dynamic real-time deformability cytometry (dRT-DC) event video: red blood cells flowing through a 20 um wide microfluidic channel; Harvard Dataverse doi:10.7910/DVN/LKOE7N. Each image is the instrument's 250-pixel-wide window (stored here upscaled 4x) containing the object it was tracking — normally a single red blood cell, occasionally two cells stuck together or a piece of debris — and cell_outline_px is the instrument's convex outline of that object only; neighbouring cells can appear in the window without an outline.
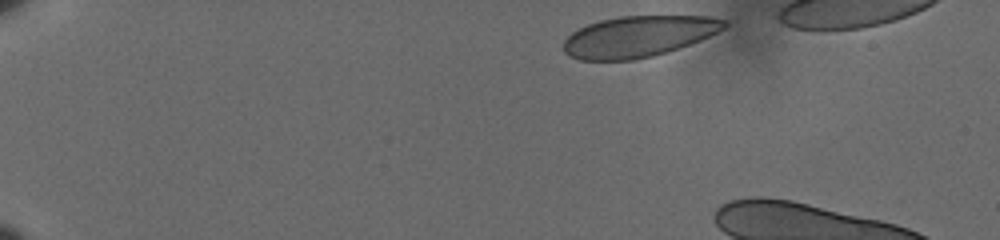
{"species": "human", "species_latin": "Homo sapiens", "temperature_condition": "cold", "stored_images_in_passage": 8, "camera_frame_rate_fps": 3000, "um_per_image_px": 0.085, "donor": {"sex": "male"}, "frame": {"image": 1, "passage_image": 1, "time_ms": 0.0, "image_size_px": [1000, 240], "cell_outline_px": [[728, 24], [724, 28], [700, 40], [652, 56], [632, 60], [580, 60], [564, 52], [564, 40], [572, 32], [588, 24], [600, 20], [620, 16], [708, 16], [728, 20]], "centroid_in_image_um": [54.26, 3.09], "position_along_channel_um": 30.7, "area_um2": 38.09}}
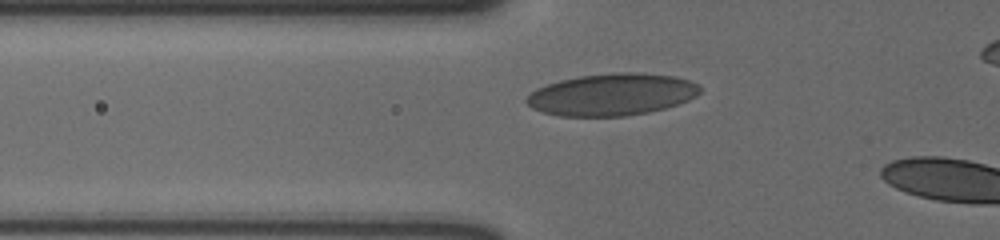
{"frame": {"image": 2, "passage_image": 7, "time_ms": 2.0, "image_size_px": [1000, 240], "cell_outline_px": [[700, 92], [696, 96], [688, 100], [664, 108], [648, 112], [624, 116], [560, 116], [544, 112], [532, 108], [524, 100], [536, 88], [560, 80], [580, 76], [612, 72], [640, 72], [676, 76], [688, 80], [696, 84], [700, 88]], "centroid_in_image_um": [52.01, 8.02], "position_along_channel_um": 73.8, "area_um2": 42.37}}